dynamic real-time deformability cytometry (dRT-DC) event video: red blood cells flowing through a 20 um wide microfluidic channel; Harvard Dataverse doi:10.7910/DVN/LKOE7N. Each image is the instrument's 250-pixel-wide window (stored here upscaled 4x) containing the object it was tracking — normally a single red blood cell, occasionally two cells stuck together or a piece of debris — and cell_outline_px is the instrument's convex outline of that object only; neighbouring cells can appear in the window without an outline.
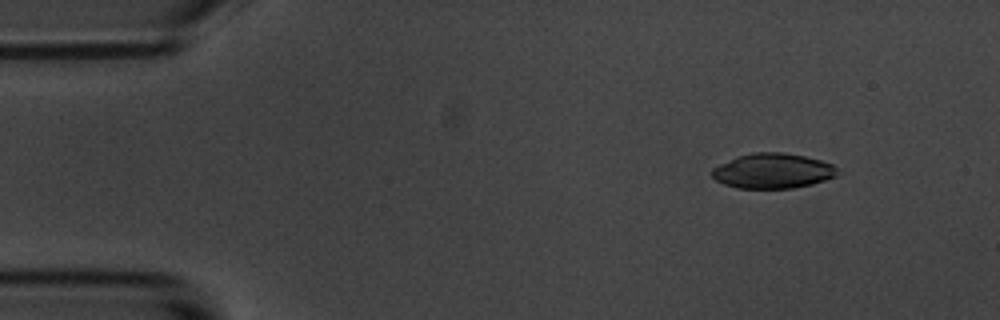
{"species": "common noctule bat (a hibernating species)", "species_latin": "Nyctalus noctula", "temperature_condition": "room temperature", "stored_images_in_passage": 53, "camera_frame_rate_fps": 3000, "um_per_image_px": 0.085, "animal": {"sex": "male", "body_mass_g": 20.1, "forearm_length_mm": 53.5}, "frame": {"image": 1, "passage_image": 4, "time_ms": 1.0, "image_size_px": [1000, 320], "cell_outline_px": [[836, 176], [812, 184], [792, 188], [736, 188], [724, 184], [716, 180], [712, 176], [712, 168], [736, 156], [752, 152], [784, 152], [804, 156], [820, 160], [832, 164], [836, 168]], "centroid_in_image_um": [65.65, 14.52], "position_along_channel_um": 19.3, "area_um2": 25.55}}
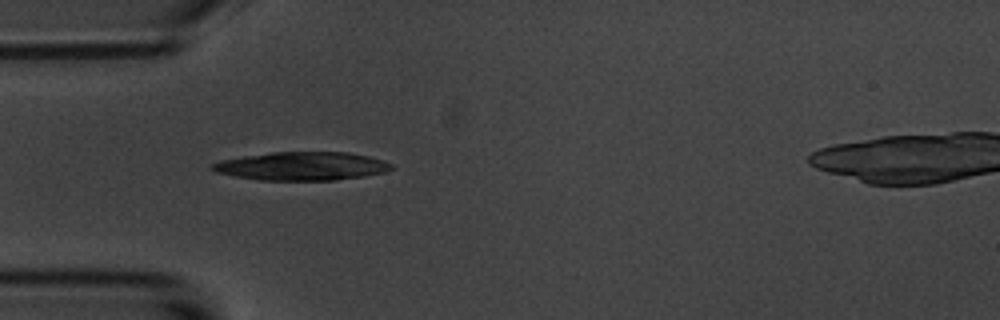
{"frame": {"image": 2, "passage_image": 14, "time_ms": 4.333, "image_size_px": [1000, 320], "cell_outline_px": [[392, 168], [384, 172], [364, 176], [336, 180], [260, 180], [236, 176], [216, 172], [208, 168], [212, 164], [220, 160], [244, 156], [272, 152], [348, 152], [368, 156], [384, 160], [392, 164]], "centroid_in_image_um": [25.65, 14.12], "position_along_channel_um": 59.4, "area_um2": 29.59}}
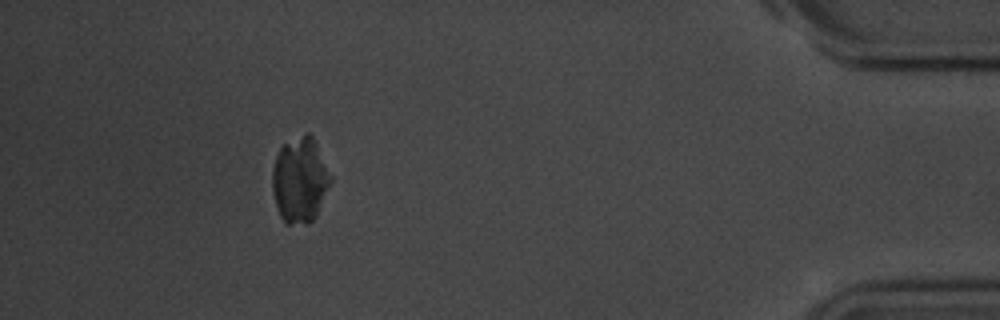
{"frame": {"image": 3, "passage_image": 48, "time_ms": 15.667, "image_size_px": [1000, 320], "cell_outline_px": [[332, 180], [316, 216], [308, 224], [288, 224], [280, 216], [272, 192], [272, 168], [276, 156], [280, 148], [284, 144], [304, 132], [308, 132], [312, 136], [332, 176]], "centroid_in_image_um": [25.49, 15.3], "position_along_channel_um": 409.7, "area_um2": 29.02}}